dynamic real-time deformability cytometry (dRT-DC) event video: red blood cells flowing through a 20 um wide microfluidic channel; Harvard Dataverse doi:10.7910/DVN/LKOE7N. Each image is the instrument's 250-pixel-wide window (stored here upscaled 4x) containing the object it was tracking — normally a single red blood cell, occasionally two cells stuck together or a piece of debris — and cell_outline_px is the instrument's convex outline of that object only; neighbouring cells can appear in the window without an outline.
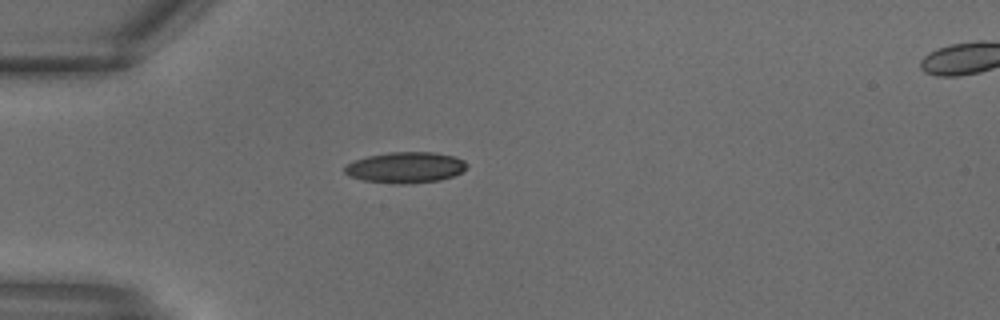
{"species": "common noctule bat (a hibernating species)", "species_latin": "Nyctalus noctula", "temperature_condition": "warm", "stored_images_in_passage": 22, "camera_frame_rate_fps": 3000, "um_per_image_px": 0.085, "animal": {"sex": "male", "body_mass_g": 18.8}, "frame": {"image": 1, "passage_image": 1, "time_ms": 0.0, "image_size_px": [1000, 320], "cell_outline_px": [[468, 164], [460, 172], [452, 176], [440, 180], [408, 184], [392, 184], [364, 180], [348, 176], [344, 172], [344, 168], [348, 164], [356, 160], [368, 156], [388, 152], [432, 152], [452, 156], [464, 160]], "centroid_in_image_um": [34.44, 14.24], "position_along_channel_um": 50.6, "area_um2": 21.91}}
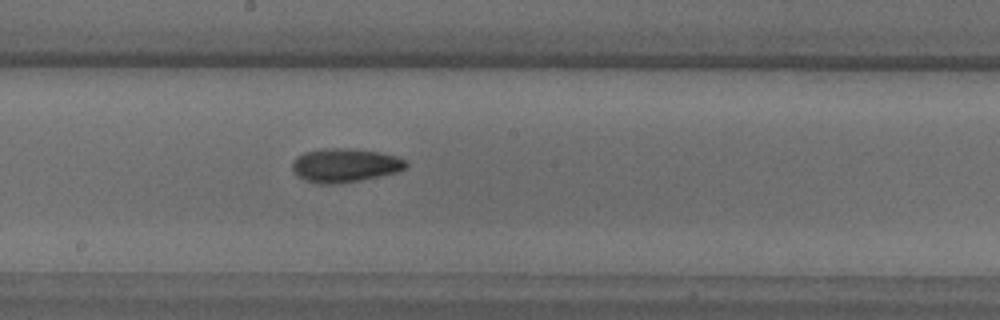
{"frame": {"image": 2, "passage_image": 9, "time_ms": 2.667, "image_size_px": [1000, 320], "cell_outline_px": [[408, 164], [404, 168], [396, 172], [360, 180], [332, 184], [320, 184], [304, 180], [296, 176], [292, 172], [292, 164], [296, 156], [304, 152], [332, 148], [348, 148], [380, 152], [396, 156], [404, 160]], "centroid_in_image_um": [29.26, 14.05], "position_along_channel_um": 218.9, "area_um2": 22.25}}
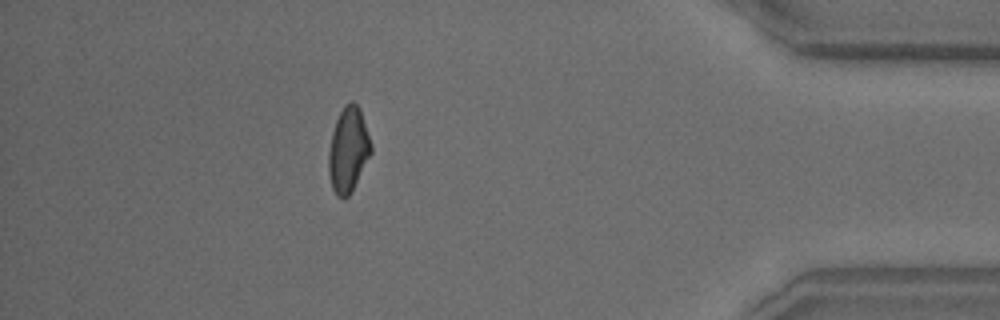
{"frame": {"image": 3, "passage_image": 19, "time_ms": 6.0, "image_size_px": [1000, 320], "cell_outline_px": [[372, 152], [352, 192], [344, 200], [336, 196], [332, 188], [328, 172], [328, 152], [332, 132], [336, 120], [344, 104], [352, 100], [360, 108], [372, 144]], "centroid_in_image_um": [29.6, 12.76], "position_along_channel_um": 405.6, "area_um2": 21.33}}